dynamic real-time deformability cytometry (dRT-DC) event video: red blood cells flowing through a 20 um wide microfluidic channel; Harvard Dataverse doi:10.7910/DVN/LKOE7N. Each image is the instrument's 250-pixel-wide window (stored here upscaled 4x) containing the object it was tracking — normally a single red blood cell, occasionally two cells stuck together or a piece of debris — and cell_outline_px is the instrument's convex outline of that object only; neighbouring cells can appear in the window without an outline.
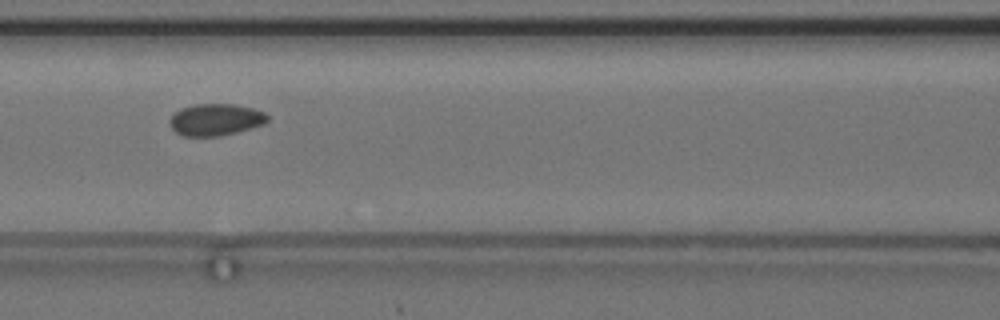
{"species": "common noctule bat (a hibernating species)", "species_latin": "Nyctalus noctula", "temperature_condition": "cold", "stored_images_in_passage": 56, "camera_frame_rate_fps": 3000, "um_per_image_px": 0.085, "animal": {"sex": "female", "body_mass_g": 24.6, "forearm_length_mm": 56.2}, "frame": {"image": 1, "passage_image": 25, "time_ms": 8.0, "image_size_px": [1000, 320], "cell_outline_px": [[268, 120], [264, 124], [236, 132], [220, 136], [184, 136], [176, 132], [172, 128], [168, 120], [180, 108], [192, 104], [232, 104], [252, 108], [264, 112], [268, 116]], "centroid_in_image_um": [18.31, 10.16], "position_along_channel_um": 148.3, "area_um2": 18.09}}